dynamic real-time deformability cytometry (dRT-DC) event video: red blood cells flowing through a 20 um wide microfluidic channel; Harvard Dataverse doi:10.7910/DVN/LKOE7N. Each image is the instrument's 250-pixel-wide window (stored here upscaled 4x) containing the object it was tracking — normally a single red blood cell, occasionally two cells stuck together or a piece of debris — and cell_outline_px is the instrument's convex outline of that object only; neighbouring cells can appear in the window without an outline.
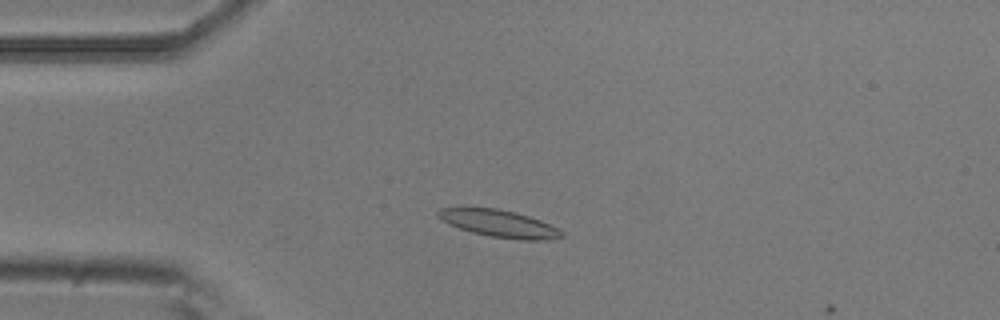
{"species": "common noctule bat (a hibernating species)", "species_latin": "Nyctalus noctula", "temperature_condition": "room temperature", "stored_images_in_passage": 49, "camera_frame_rate_fps": 3000, "um_per_image_px": 0.085, "animal": {"sex": "male", "body_mass_g": 20.5, "forearm_length_mm": 52.5}, "frame": {"image": 1, "passage_image": 11, "time_ms": 3.333, "image_size_px": [1000, 320], "cell_outline_px": [[564, 236], [548, 240], [520, 240], [492, 236], [472, 232], [448, 224], [436, 216], [436, 212], [440, 208], [496, 208], [516, 212], [540, 220], [560, 228], [564, 232]], "centroid_in_image_um": [42.47, 19.0], "position_along_channel_um": 42.5, "area_um2": 19.59}}
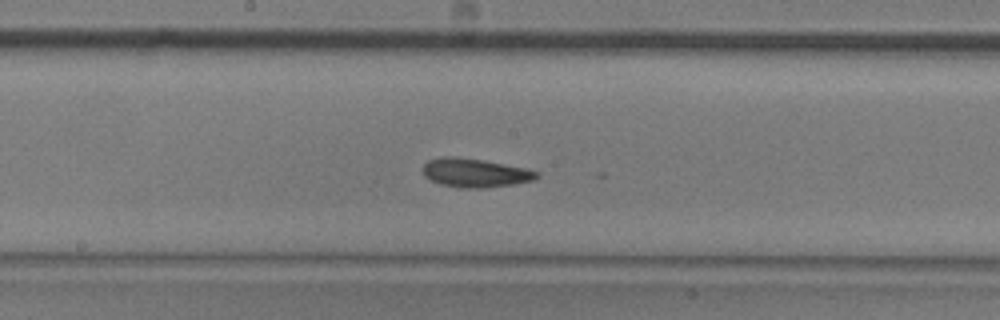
{"frame": {"image": 2, "passage_image": 26, "time_ms": 8.333, "image_size_px": [1000, 320], "cell_outline_px": [[540, 176], [536, 180], [512, 184], [484, 188], [460, 188], [440, 184], [424, 176], [424, 164], [428, 160], [444, 156], [456, 156], [484, 160], [524, 168], [540, 172]], "centroid_in_image_um": [40.4, 14.69], "position_along_channel_um": 207.8, "area_um2": 19.13}}
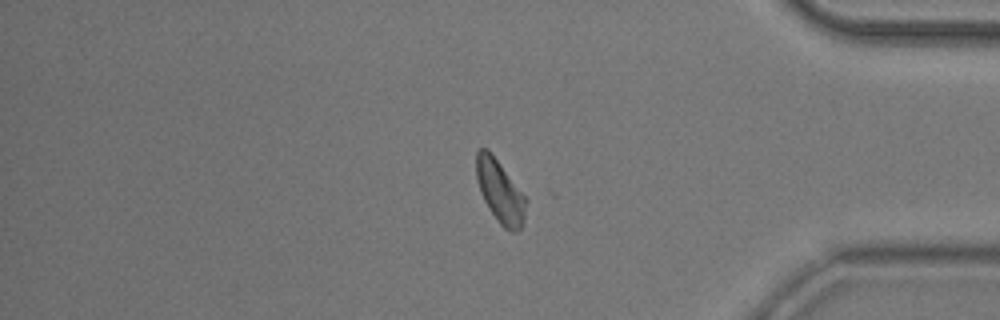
{"frame": {"image": 3, "passage_image": 43, "time_ms": 14.0, "image_size_px": [1000, 320], "cell_outline_px": [[528, 200], [524, 216], [520, 228], [516, 232], [512, 232], [504, 228], [500, 224], [484, 200], [480, 192], [476, 176], [476, 152], [480, 148], [488, 148], [492, 152]], "centroid_in_image_um": [42.5, 16.23], "position_along_channel_um": 392.7, "area_um2": 18.09}, "authors_computed_cell_mechanics": {"area_um2": 18.3804, "velocity_mm_per_s": 3.7164, "shape_relaxation_time_tau1_ms": 3.6847, "shape_relaxation_time_tau2_ms": 2.6299, "deformation_change_tau1": 0.1019, "deformation_change_tau2": 0.0884}}